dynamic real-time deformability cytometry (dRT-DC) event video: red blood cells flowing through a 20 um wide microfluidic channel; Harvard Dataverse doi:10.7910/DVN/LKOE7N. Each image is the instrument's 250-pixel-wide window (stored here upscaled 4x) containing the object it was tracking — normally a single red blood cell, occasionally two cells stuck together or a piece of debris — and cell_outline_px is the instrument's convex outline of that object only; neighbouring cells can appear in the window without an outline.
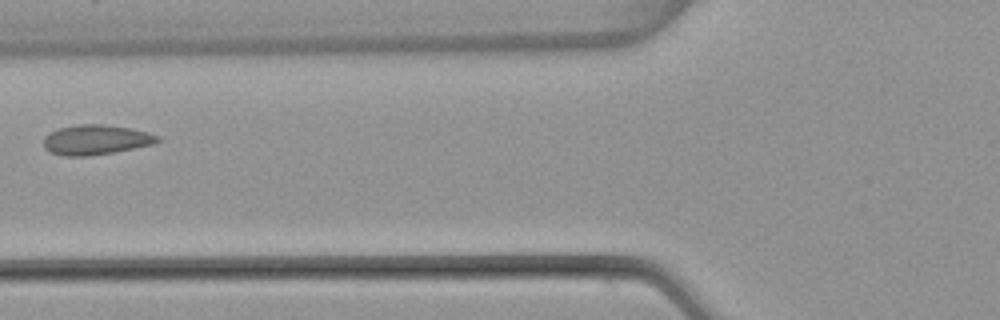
{"species": "common noctule bat (a hibernating species)", "species_latin": "Nyctalus noctula", "temperature_condition": "warm", "stored_images_in_passage": 3, "camera_frame_rate_fps": 3000, "um_per_image_px": 0.085, "animal": {"sex": "female", "body_mass_g": 22.7, "forearm_length_mm": 54.2}, "frame": {"image": 1, "passage_image": 3, "time_ms": 0.667, "image_size_px": [1000, 320], "cell_outline_px": [[164, 140], [152, 144], [112, 152], [88, 156], [64, 156], [52, 152], [44, 148], [44, 136], [60, 128], [80, 124], [104, 124], [132, 128], [148, 132], [160, 136]], "centroid_in_image_um": [8.19, 11.87], "position_along_channel_um": 117.6, "area_um2": 19.77}}